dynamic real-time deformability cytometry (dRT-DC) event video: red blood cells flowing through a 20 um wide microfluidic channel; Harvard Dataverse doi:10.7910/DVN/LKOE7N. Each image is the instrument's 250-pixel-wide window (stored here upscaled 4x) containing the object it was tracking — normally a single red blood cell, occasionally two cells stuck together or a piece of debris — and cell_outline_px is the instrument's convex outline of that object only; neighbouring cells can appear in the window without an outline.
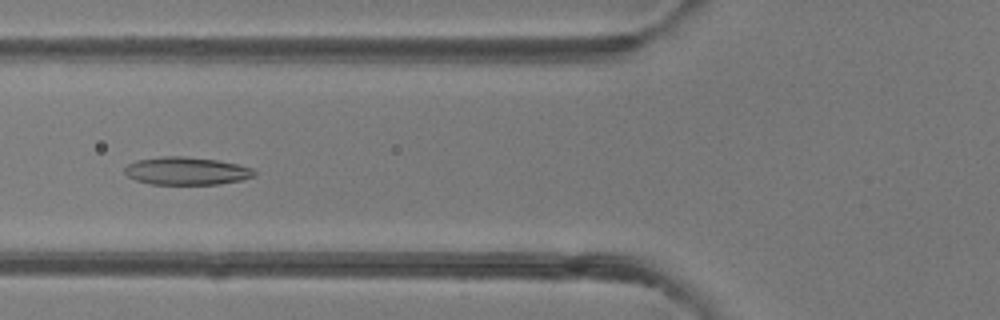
{"species": "common noctule bat (a hibernating species)", "species_latin": "Nyctalus noctula", "temperature_condition": "room temperature", "stored_images_in_passage": 44, "camera_frame_rate_fps": 3000, "um_per_image_px": 0.085, "animal": {"sex": "female"}, "frame": {"image": 1, "passage_image": 14, "time_ms": 4.333, "image_size_px": [1000, 320], "cell_outline_px": [[256, 176], [240, 180], [220, 184], [152, 184], [136, 180], [128, 176], [124, 172], [124, 168], [128, 164], [136, 160], [160, 156], [184, 156], [216, 160], [236, 164], [252, 168], [256, 172]], "centroid_in_image_um": [15.84, 14.53], "position_along_channel_um": 110.0, "area_um2": 20.98}}
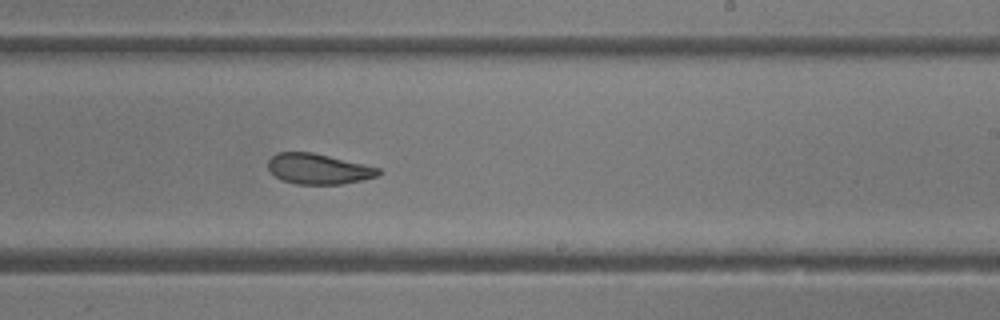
{"frame": {"image": 2, "passage_image": 25, "time_ms": 8.0, "image_size_px": [1000, 320], "cell_outline_px": [[380, 172], [376, 176], [344, 184], [296, 184], [284, 180], [276, 176], [268, 168], [268, 160], [276, 152], [312, 152], [364, 164], [380, 168]], "centroid_in_image_um": [27.04, 14.35], "position_along_channel_um": 262.0, "area_um2": 19.36}}
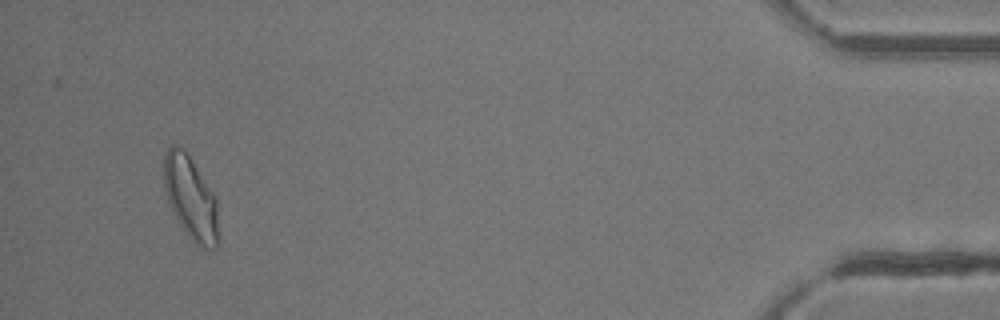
{"frame": {"image": 3, "passage_image": 42, "time_ms": 13.667, "image_size_px": [1000, 320], "cell_outline_px": [[216, 248], [204, 248], [196, 244], [188, 236], [176, 220], [168, 200], [164, 188], [164, 152], [172, 144], [184, 148], [188, 152], [212, 192], [216, 200]], "centroid_in_image_um": [16.15, 16.76], "position_along_channel_um": 419.0, "area_um2": 26.07}, "authors_computed_cell_mechanics": {"area_um2": 22.0218, "velocity_mm_per_s": 4.1477, "shape_relaxation_time_tau1_ms": 5.8852, "shape_relaxation_time_tau2_ms": 3.5927, "deformation_change_tau1": 0.1634, "deformation_change_tau2": 0.0944}}